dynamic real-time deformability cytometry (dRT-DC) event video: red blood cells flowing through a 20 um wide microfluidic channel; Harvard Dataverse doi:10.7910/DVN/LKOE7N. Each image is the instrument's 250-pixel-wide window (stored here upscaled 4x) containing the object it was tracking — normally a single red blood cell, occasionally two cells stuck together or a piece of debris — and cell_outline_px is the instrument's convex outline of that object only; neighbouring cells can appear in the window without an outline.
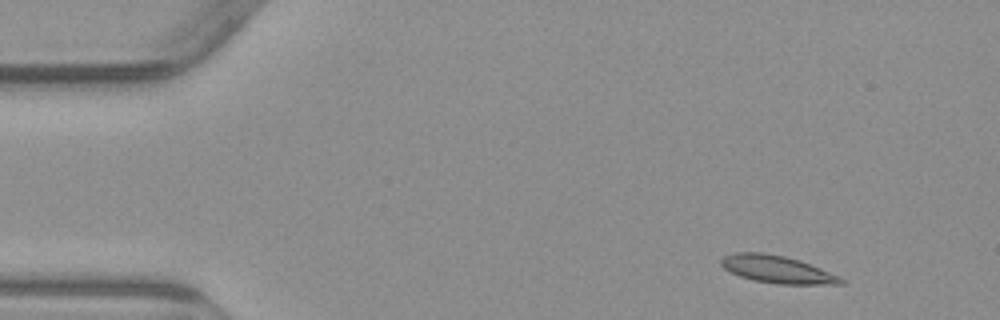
{"species": "common noctule bat (a hibernating species)", "species_latin": "Nyctalus noctula", "temperature_condition": "warm", "stored_images_in_passage": 4, "camera_frame_rate_fps": 3000, "um_per_image_px": 0.085, "animal": {"sex": "male", "body_mass_g": 23.1, "forearm_length_mm": 52.7}, "frame": {"image": 1, "passage_image": 1, "time_ms": 0.0, "image_size_px": [1000, 320], "cell_outline_px": [[844, 284], [776, 284], [752, 280], [740, 276], [724, 268], [720, 264], [720, 260], [724, 256], [736, 252], [764, 252], [784, 256], [800, 260], [840, 276], [844, 280]], "centroid_in_image_um": [66.05, 22.89], "position_along_channel_um": 18.9, "area_um2": 19.19}}
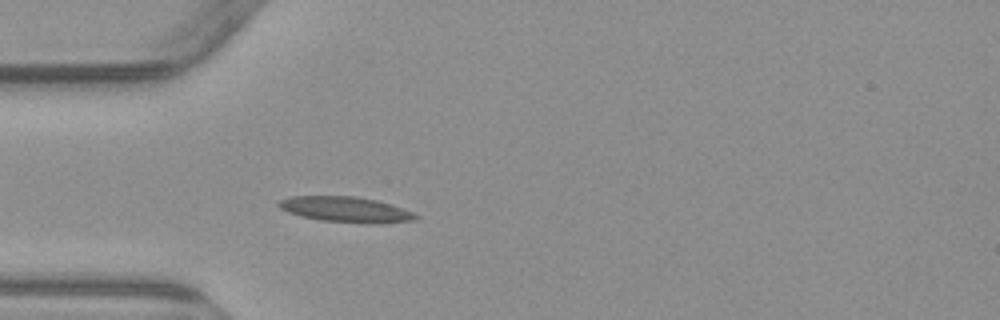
{"frame": {"image": 2, "passage_image": 4, "time_ms": 3.333, "image_size_px": [1000, 320], "cell_outline_px": [[420, 216], [416, 220], [380, 224], [368, 224], [320, 220], [300, 216], [288, 212], [280, 208], [276, 204], [280, 200], [292, 196], [356, 196], [376, 200], [392, 204], [412, 212]], "centroid_in_image_um": [29.42, 17.81], "position_along_channel_um": 55.6, "area_um2": 20.58}}